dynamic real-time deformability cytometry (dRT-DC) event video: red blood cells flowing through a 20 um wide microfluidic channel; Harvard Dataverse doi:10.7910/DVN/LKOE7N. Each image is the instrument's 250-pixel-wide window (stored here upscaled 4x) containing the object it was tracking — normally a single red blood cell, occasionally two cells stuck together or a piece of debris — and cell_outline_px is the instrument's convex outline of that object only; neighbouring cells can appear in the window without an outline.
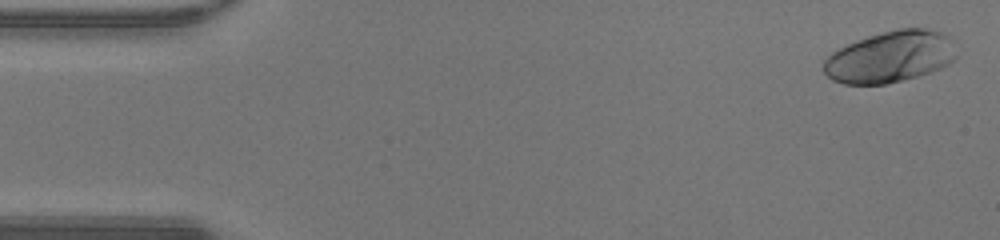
{"species": "human", "species_latin": "Homo sapiens", "temperature_condition": "warm", "stored_images_in_passage": 48, "camera_frame_rate_fps": 3000, "um_per_image_px": 0.085, "donor": {"sex": "male"}, "frame": {"image": 1, "passage_image": 2, "time_ms": 0.333, "image_size_px": [1000, 240], "cell_outline_px": [[956, 56], [948, 64], [940, 68], [916, 76], [884, 84], [844, 84], [832, 80], [824, 72], [824, 60], [832, 52], [856, 40], [868, 36], [900, 28], [924, 28], [944, 32], [948, 36]], "centroid_in_image_um": [75.64, 4.82], "position_along_channel_um": 9.4, "area_um2": 39.3}}
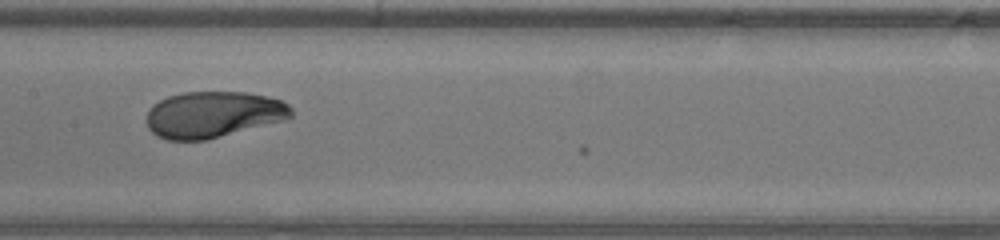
{"frame": {"image": 2, "passage_image": 24, "time_ms": 7.667, "image_size_px": [1000, 240], "cell_outline_px": [[292, 116], [284, 120], [208, 140], [168, 140], [156, 136], [148, 128], [144, 120], [148, 108], [152, 104], [168, 96], [184, 92], [244, 92], [264, 96], [280, 100], [288, 104], [292, 108]], "centroid_in_image_um": [18.06, 9.74], "position_along_channel_um": 189.3, "area_um2": 39.3}}
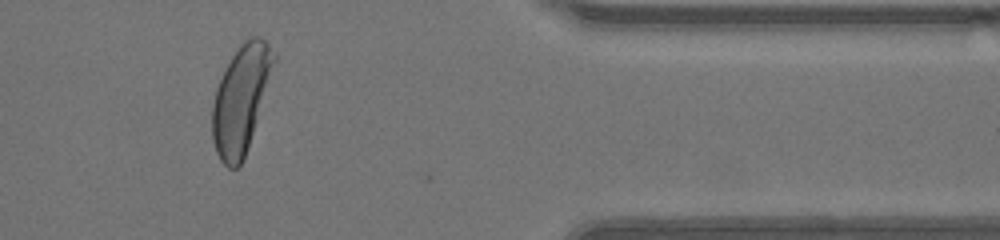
{"frame": {"image": 3, "passage_image": 40, "time_ms": 13.0, "image_size_px": [1000, 240], "cell_outline_px": [[276, 60], [244, 156], [240, 164], [236, 168], [228, 168], [220, 160], [216, 152], [212, 140], [212, 104], [216, 88], [224, 68], [240, 44], [248, 36], [260, 36], [276, 52]], "centroid_in_image_um": [20.45, 8.38], "position_along_channel_um": 390.9, "area_um2": 38.03}, "authors_computed_cell_mechanics": {"area_um2": 39.015, "velocity_mm_per_s": 4.2924, "shape_relaxation_time_tau1_ms": 5.1441, "shape_relaxation_time_tau2_ms": 0.6818, "deformation_change_tau1": 0.2497, "deformation_change_tau2": 0.0405}}